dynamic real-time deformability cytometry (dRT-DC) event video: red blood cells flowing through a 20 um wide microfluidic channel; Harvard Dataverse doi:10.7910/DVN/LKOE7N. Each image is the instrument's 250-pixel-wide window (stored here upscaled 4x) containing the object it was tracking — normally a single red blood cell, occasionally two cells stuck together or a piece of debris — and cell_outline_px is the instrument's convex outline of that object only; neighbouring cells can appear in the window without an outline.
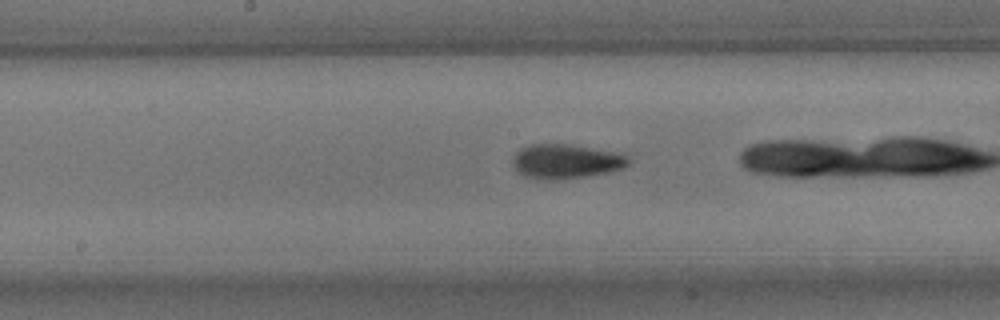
{"species": "common noctule bat (a hibernating species)", "species_latin": "Nyctalus noctula", "temperature_condition": "room temperature", "stored_images_in_passage": 25, "camera_frame_rate_fps": 3000, "um_per_image_px": 0.085, "animal": {"sex": "male", "body_mass_g": 15.6}, "frame": {"image": 1, "passage_image": 11, "time_ms": 3.333, "image_size_px": [1000, 320], "cell_outline_px": [[632, 164], [624, 168], [612, 172], [556, 180], [544, 180], [524, 176], [516, 172], [512, 164], [516, 152], [520, 148], [528, 144], [572, 144], [624, 152], [632, 160]], "centroid_in_image_um": [48.19, 13.7], "position_along_channel_um": 200.0, "area_um2": 24.04}}